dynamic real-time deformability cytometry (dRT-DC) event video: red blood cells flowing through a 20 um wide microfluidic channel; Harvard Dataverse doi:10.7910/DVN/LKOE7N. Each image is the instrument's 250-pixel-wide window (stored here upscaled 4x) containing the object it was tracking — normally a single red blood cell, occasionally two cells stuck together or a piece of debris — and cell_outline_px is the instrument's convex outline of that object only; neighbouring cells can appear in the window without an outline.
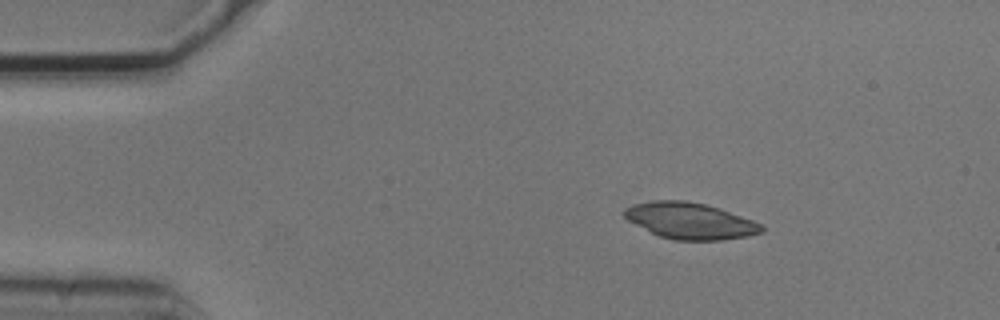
{"species": "common noctule bat (a hibernating species)", "species_latin": "Nyctalus noctula", "temperature_condition": "cold", "stored_images_in_passage": 9, "camera_frame_rate_fps": 3000, "um_per_image_px": 0.085, "animal": {"sex": "male", "body_mass_g": 20.5, "forearm_length_mm": 52.5}, "frame": {"image": 1, "passage_image": 2, "time_ms": 0.333, "image_size_px": [1000, 320], "cell_outline_px": [[764, 232], [748, 236], [720, 240], [672, 240], [660, 236], [628, 220], [624, 216], [624, 208], [632, 204], [652, 200], [684, 200], [704, 204], [720, 208], [764, 224]], "centroid_in_image_um": [58.69, 18.76], "position_along_channel_um": 26.3, "area_um2": 29.07}}
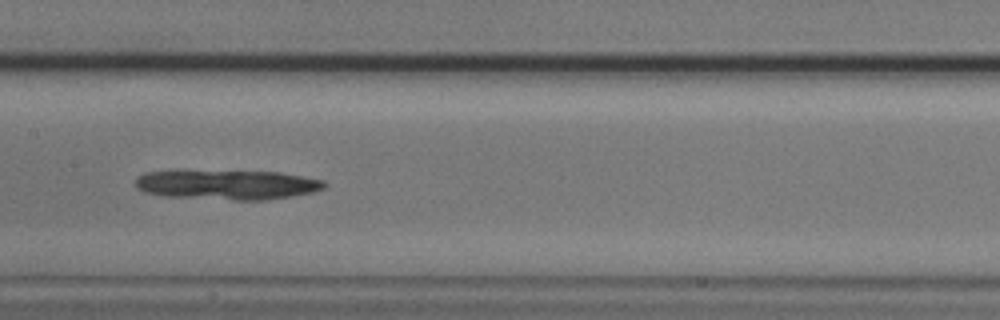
{"frame": {"image": 2, "passage_image": 7, "time_ms": 2.0, "image_size_px": [1000, 320], "cell_outline_px": [[328, 184], [324, 188], [312, 192], [264, 200], [236, 200], [164, 196], [148, 192], [136, 188], [136, 180], [144, 172], [280, 172], [324, 180]], "centroid_in_image_um": [19.38, 15.72], "position_along_channel_um": 188.0, "area_um2": 31.79}}